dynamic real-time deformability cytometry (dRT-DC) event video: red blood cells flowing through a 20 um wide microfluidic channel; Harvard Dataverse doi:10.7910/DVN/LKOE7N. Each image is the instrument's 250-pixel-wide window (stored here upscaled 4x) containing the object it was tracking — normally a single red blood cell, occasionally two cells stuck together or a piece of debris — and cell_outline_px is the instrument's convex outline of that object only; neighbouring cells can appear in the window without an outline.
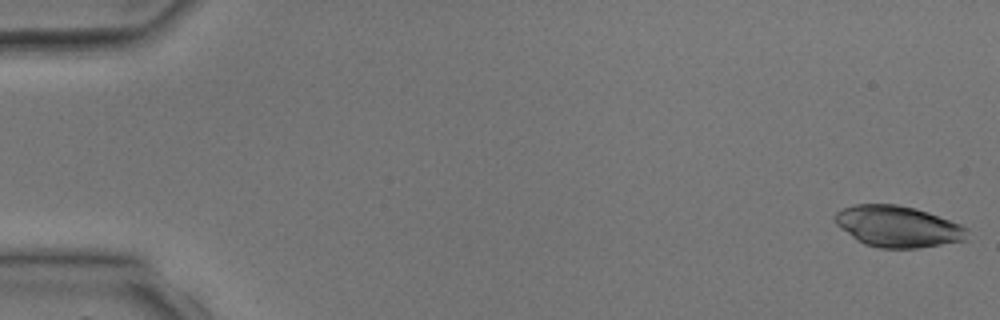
{"species": "common noctule bat (a hibernating species)", "species_latin": "Nyctalus noctula", "temperature_condition": "room temperature", "stored_images_in_passage": 4, "camera_frame_rate_fps": 3000, "um_per_image_px": 0.085, "animal": {"sex": "male", "body_mass_g": 17.9, "forearm_length_mm": 54.2}, "frame": {"image": 1, "passage_image": 1, "time_ms": 0.0, "image_size_px": [1000, 320], "cell_outline_px": [[968, 240], [920, 248], [880, 248], [864, 244], [856, 240], [836, 224], [832, 216], [836, 212], [844, 208], [856, 204], [896, 204], [916, 208], [928, 212], [960, 224], [968, 228]], "centroid_in_image_um": [76.33, 19.25], "position_along_channel_um": 8.7, "area_um2": 32.02}}
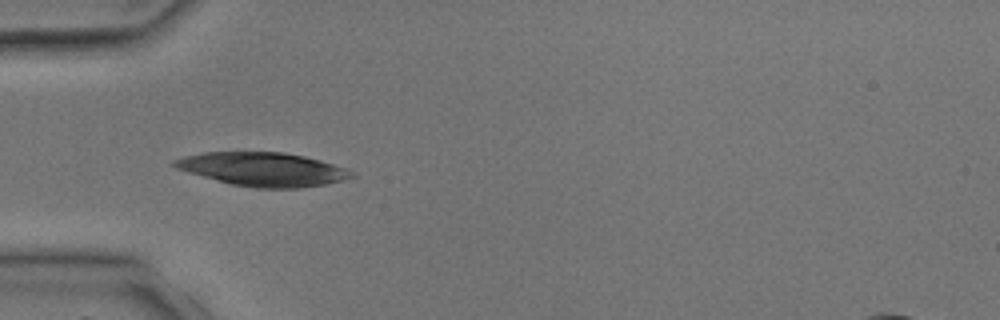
{"frame": {"image": 2, "passage_image": 4, "time_ms": 4.0, "image_size_px": [1000, 320], "cell_outline_px": [[356, 176], [344, 180], [324, 184], [300, 188], [256, 188], [232, 184], [188, 172], [176, 168], [168, 164], [172, 160], [184, 156], [204, 152], [284, 152], [304, 156], [320, 160], [348, 168], [356, 172]], "centroid_in_image_um": [22.37, 14.38], "position_along_channel_um": 62.6, "area_um2": 34.91}}